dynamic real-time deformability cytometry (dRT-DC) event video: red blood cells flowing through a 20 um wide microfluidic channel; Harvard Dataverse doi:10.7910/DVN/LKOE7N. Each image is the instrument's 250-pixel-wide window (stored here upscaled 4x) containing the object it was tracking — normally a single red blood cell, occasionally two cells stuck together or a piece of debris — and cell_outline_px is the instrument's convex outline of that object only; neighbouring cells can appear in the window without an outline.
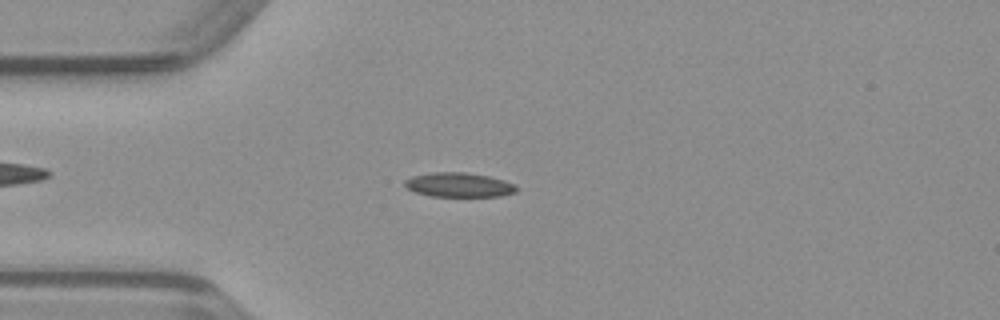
{"species": "common noctule bat (a hibernating species)", "species_latin": "Nyctalus noctula", "temperature_condition": "warm", "stored_images_in_passage": 46, "camera_frame_rate_fps": 3000, "um_per_image_px": 0.085, "animal": {"sex": "male", "body_mass_g": 23.1, "forearm_length_mm": 52.7}, "frame": {"image": 1, "passage_image": 10, "time_ms": 3.0, "image_size_px": [1000, 320], "cell_outline_px": [[520, 188], [516, 192], [500, 196], [432, 196], [416, 192], [408, 188], [404, 184], [404, 180], [412, 176], [432, 172], [464, 172], [488, 176], [504, 180], [516, 184]], "centroid_in_image_um": [39.05, 15.71], "position_along_channel_um": 46.0, "area_um2": 15.9}}
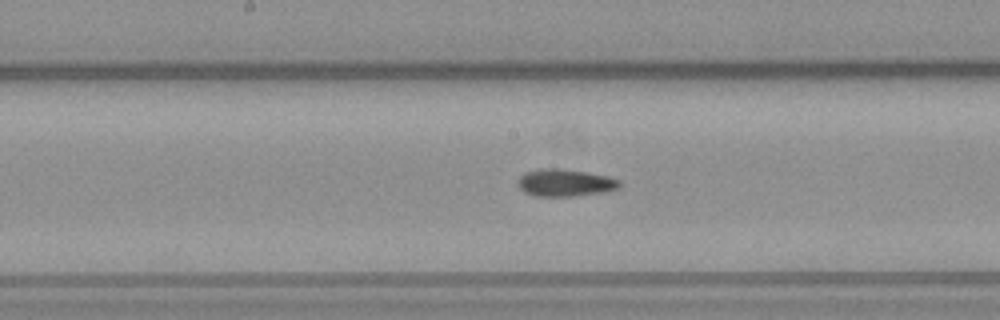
{"frame": {"image": 2, "passage_image": 22, "time_ms": 7.0, "image_size_px": [1000, 320], "cell_outline_px": [[620, 188], [604, 192], [572, 196], [536, 196], [524, 192], [520, 188], [516, 180], [524, 172], [536, 168], [560, 168], [608, 176], [620, 180]], "centroid_in_image_um": [48.0, 15.52], "position_along_channel_um": 200.2, "area_um2": 16.3}}
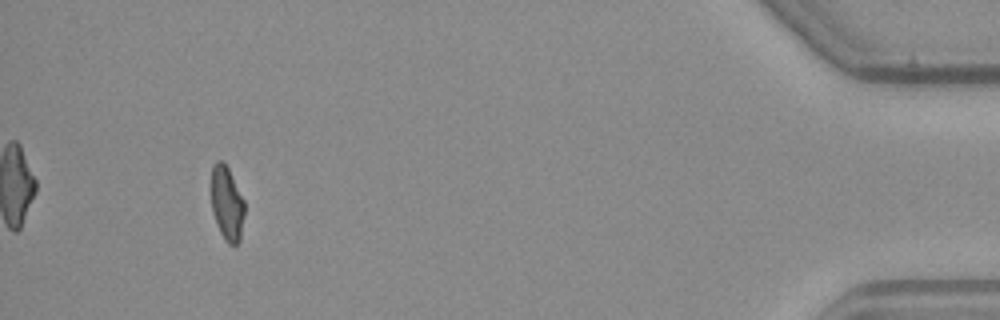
{"frame": {"image": 3, "passage_image": 43, "time_ms": 14.0, "image_size_px": [1000, 320], "cell_outline_px": [[244, 216], [240, 240], [236, 244], [228, 244], [220, 232], [212, 212], [212, 164], [216, 160], [224, 160], [244, 200]], "centroid_in_image_um": [19.29, 17.27], "position_along_channel_um": 415.9, "area_um2": 14.33}}